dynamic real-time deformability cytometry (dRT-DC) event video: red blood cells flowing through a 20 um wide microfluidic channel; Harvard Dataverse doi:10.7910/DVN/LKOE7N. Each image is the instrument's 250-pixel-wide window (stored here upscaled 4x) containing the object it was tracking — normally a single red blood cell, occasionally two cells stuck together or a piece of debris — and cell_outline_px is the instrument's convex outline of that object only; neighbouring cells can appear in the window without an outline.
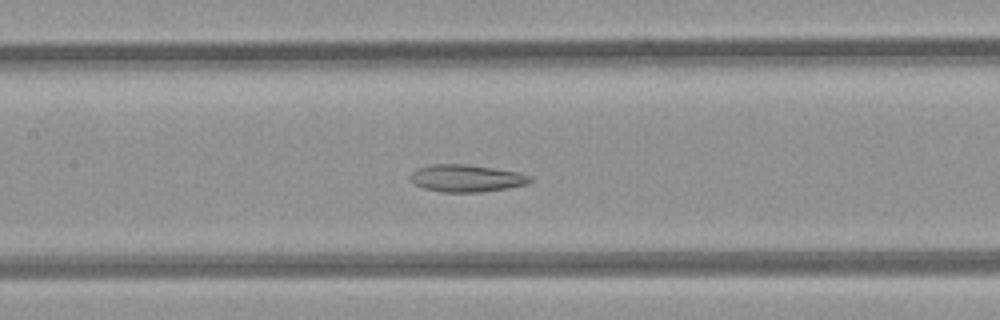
{"species": "common noctule bat (a hibernating species)", "species_latin": "Nyctalus noctula", "temperature_condition": "room temperature", "stored_images_in_passage": 50, "camera_frame_rate_fps": 3000, "um_per_image_px": 0.085, "animal": {"sex": "female", "body_mass_g": 21.9}, "frame": {"image": 1, "passage_image": 23, "time_ms": 7.333, "image_size_px": [1000, 320], "cell_outline_px": [[536, 180], [528, 184], [508, 188], [484, 192], [440, 192], [424, 188], [416, 184], [408, 176], [412, 172], [420, 168], [432, 164], [468, 164], [516, 172], [532, 176]], "centroid_in_image_um": [39.7, 15.16], "position_along_channel_um": 167.7, "area_um2": 19.07}}
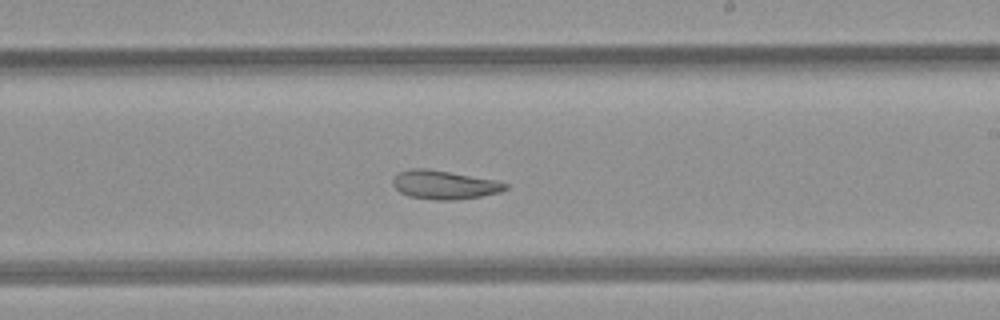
{"frame": {"image": 2, "passage_image": 29, "time_ms": 9.333, "image_size_px": [1000, 320], "cell_outline_px": [[508, 188], [500, 192], [480, 196], [456, 200], [436, 200], [408, 196], [400, 192], [392, 184], [392, 180], [400, 172], [412, 168], [428, 168], [496, 180], [508, 184]], "centroid_in_image_um": [37.77, 15.71], "position_along_channel_um": 251.2, "area_um2": 18.79}}
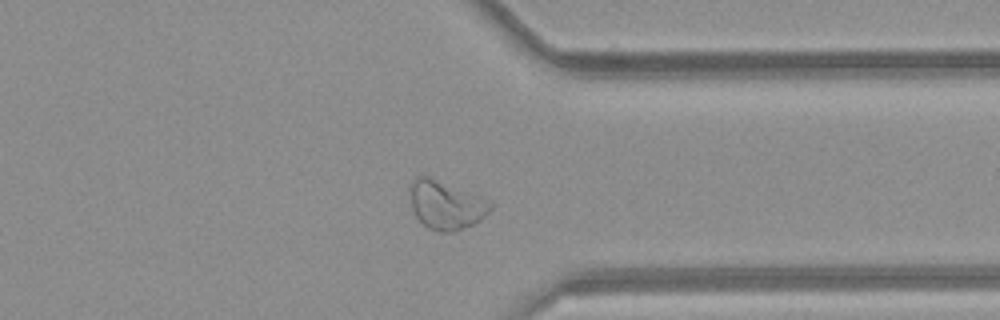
{"frame": {"image": 3, "passage_image": 38, "time_ms": 12.333, "image_size_px": [1000, 320], "cell_outline_px": [[492, 208], [480, 220], [472, 224], [452, 232], [440, 232], [428, 228], [416, 216], [412, 208], [408, 188], [412, 180], [416, 176], [428, 176], [480, 196], [492, 204]], "centroid_in_image_um": [37.86, 17.41], "position_along_channel_um": 373.5, "area_um2": 22.54}, "authors_computed_cell_mechanics": {"area_um2": 25.0274, "velocity_mm_per_s": 4.1945, "shape_relaxation_time_tau1_ms": null, "shape_relaxation_time_tau2_ms": 3.4798, "deformation_change_tau1": null, "deformation_change_tau2": 0.1044}}